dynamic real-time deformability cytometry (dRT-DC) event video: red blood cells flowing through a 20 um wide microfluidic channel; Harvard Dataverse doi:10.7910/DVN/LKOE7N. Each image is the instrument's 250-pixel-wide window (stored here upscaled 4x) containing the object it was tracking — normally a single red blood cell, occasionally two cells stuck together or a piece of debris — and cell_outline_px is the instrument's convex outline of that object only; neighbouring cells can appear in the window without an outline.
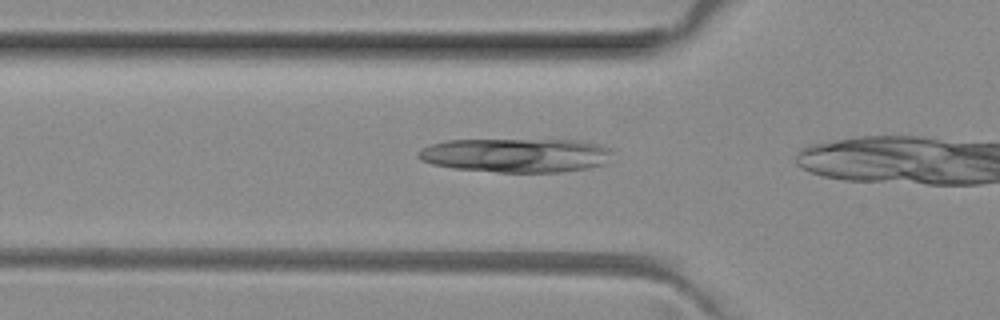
{"species": "common noctule bat (a hibernating species)", "species_latin": "Nyctalus noctula", "temperature_condition": "room temperature", "stored_images_in_passage": 14, "camera_frame_rate_fps": 3000, "um_per_image_px": 0.085, "animal": {"sex": "female", "body_mass_g": 29.2, "forearm_length_mm": 56.3}, "frame": {"image": 1, "passage_image": 12, "time_ms": 3.667, "image_size_px": [1000, 320], "cell_outline_px": [[612, 152], [604, 164], [588, 168], [560, 172], [496, 172], [452, 168], [432, 164], [420, 160], [416, 156], [416, 152], [432, 144], [444, 140], [580, 140], [600, 144], [612, 148]], "centroid_in_image_um": [43.86, 13.19], "position_along_channel_um": 81.9, "area_um2": 38.73}}